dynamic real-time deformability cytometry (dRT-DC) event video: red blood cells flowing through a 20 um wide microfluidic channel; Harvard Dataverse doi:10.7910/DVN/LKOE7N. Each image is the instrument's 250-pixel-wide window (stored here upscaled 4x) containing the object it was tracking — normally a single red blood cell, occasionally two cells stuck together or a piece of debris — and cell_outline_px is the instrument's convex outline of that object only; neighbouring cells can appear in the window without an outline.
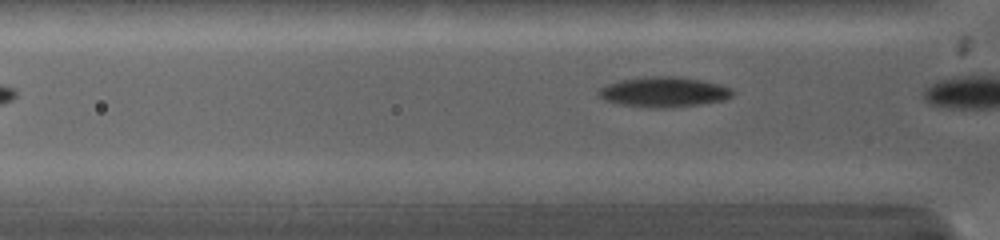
{"species": "common noctule bat (a hibernating species)", "species_latin": "Nyctalus noctula", "temperature_condition": "warm", "stored_images_in_passage": 5, "camera_frame_rate_fps": 5000, "um_per_image_px": 0.085, "animal": {"sex": "female", "body_mass_g": 19.0, "forearm_length_mm": 53.3}, "frame": {"image": 1, "passage_image": 4, "time_ms": 0.8, "image_size_px": [1000, 240], "cell_outline_px": [[736, 92], [732, 96], [724, 100], [700, 104], [668, 108], [652, 108], [620, 104], [604, 100], [596, 92], [600, 88], [608, 84], [620, 80], [644, 76], [676, 76], [700, 80], [720, 84], [732, 88]], "centroid_in_image_um": [56.44, 7.81], "position_along_channel_um": 69.4, "area_um2": 23.7}}